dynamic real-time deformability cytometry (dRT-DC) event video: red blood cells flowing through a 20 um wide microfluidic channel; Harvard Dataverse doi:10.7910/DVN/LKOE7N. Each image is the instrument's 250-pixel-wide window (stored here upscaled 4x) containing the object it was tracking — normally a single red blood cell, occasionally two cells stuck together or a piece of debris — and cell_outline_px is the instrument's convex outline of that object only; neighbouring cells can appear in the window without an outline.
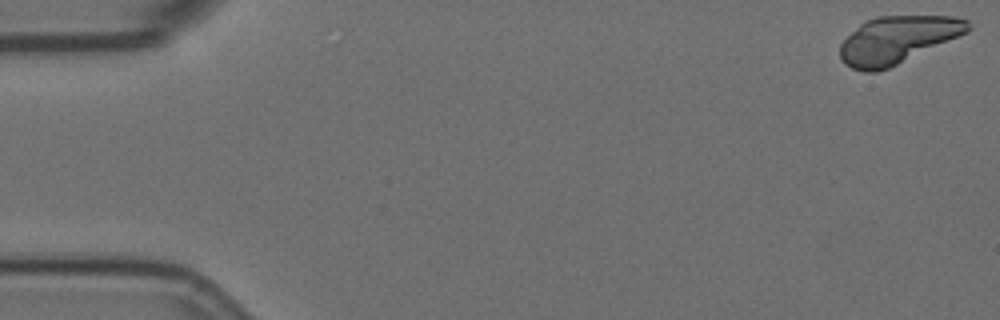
{"species": "Egyptian fruit bat (a non-hibernating species)", "species_latin": "Rousettus aegyptiacus", "temperature_condition": "room temperature", "stored_images_in_passage": 9, "camera_frame_rate_fps": 3000, "um_per_image_px": 0.085, "animal": {"sex": "female"}, "frame": {"image": 1, "passage_image": 1, "time_ms": 0.0, "image_size_px": [1000, 320], "cell_outline_px": [[972, 28], [968, 32], [888, 68], [876, 72], [864, 72], [852, 68], [844, 64], [840, 56], [840, 44], [864, 20], [876, 16], [952, 16], [968, 20], [972, 24]], "centroid_in_image_um": [76.28, 3.37], "position_along_channel_um": 8.7, "area_um2": 35.08}}
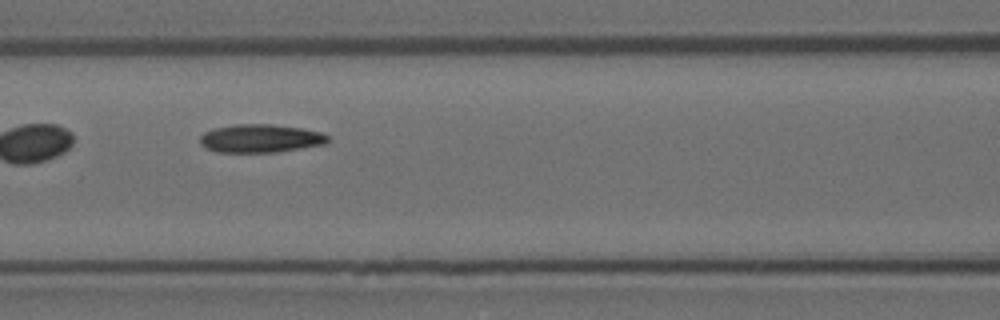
{"frame": {"image": 2, "passage_image": 8, "time_ms": 2.333, "image_size_px": [1000, 320], "cell_outline_px": [[332, 140], [324, 144], [276, 152], [216, 152], [204, 148], [200, 144], [200, 136], [204, 132], [216, 128], [236, 124], [272, 124], [300, 128], [320, 132], [328, 136]], "centroid_in_image_um": [22.12, 11.77], "position_along_channel_um": 144.5, "area_um2": 21.04}}
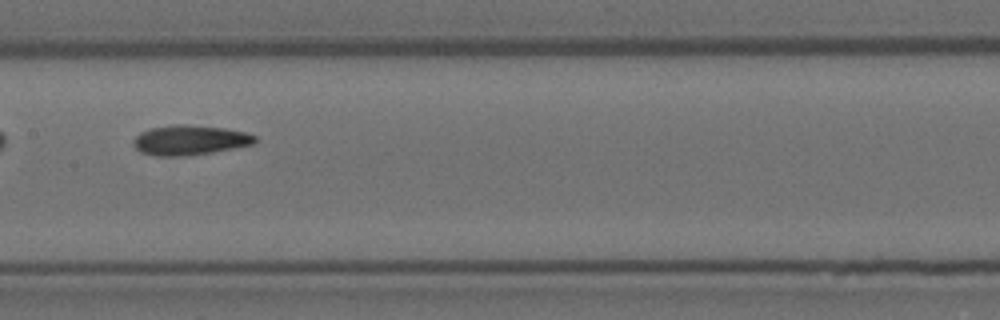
{"frame": {"image": 3, "passage_image": 9, "time_ms": 2.667, "image_size_px": [1000, 320], "cell_outline_px": [[256, 140], [252, 144], [212, 152], [184, 156], [156, 156], [140, 152], [132, 144], [132, 140], [140, 132], [152, 128], [176, 124], [184, 124], [224, 128], [244, 132], [256, 136]], "centroid_in_image_um": [16.08, 11.91], "position_along_channel_um": 191.3, "area_um2": 20.98}}